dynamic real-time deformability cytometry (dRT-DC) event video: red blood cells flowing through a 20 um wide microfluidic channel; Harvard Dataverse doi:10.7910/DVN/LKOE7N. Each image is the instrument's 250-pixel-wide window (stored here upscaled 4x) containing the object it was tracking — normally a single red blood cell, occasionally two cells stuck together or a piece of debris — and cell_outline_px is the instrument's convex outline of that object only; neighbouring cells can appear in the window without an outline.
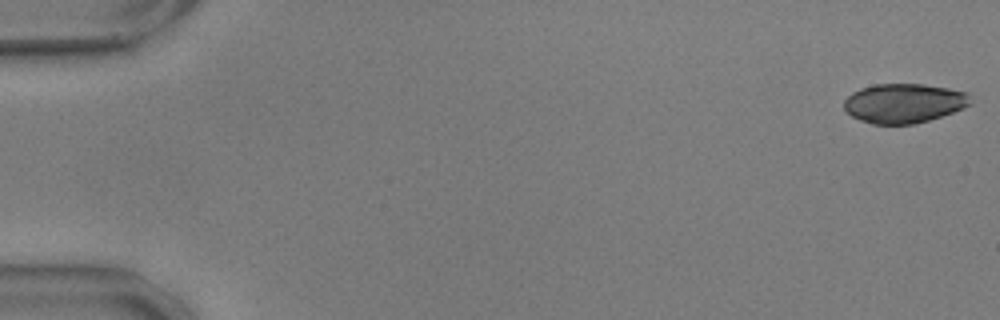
{"species": "common noctule bat (a hibernating species)", "species_latin": "Nyctalus noctula", "temperature_condition": "warm", "stored_images_in_passage": 8, "camera_frame_rate_fps": 3000, "um_per_image_px": 0.085, "animal": {"sex": "male", "body_mass_g": 17.9, "forearm_length_mm": 54.2}, "frame": {"image": 1, "passage_image": 1, "time_ms": 0.0, "image_size_px": [1000, 320], "cell_outline_px": [[972, 104], [964, 108], [916, 124], [872, 124], [860, 120], [852, 116], [844, 108], [844, 100], [852, 92], [860, 88], [876, 84], [924, 84], [948, 88], [968, 92]], "centroid_in_image_um": [76.84, 8.77], "position_along_channel_um": 8.2, "area_um2": 29.07}}